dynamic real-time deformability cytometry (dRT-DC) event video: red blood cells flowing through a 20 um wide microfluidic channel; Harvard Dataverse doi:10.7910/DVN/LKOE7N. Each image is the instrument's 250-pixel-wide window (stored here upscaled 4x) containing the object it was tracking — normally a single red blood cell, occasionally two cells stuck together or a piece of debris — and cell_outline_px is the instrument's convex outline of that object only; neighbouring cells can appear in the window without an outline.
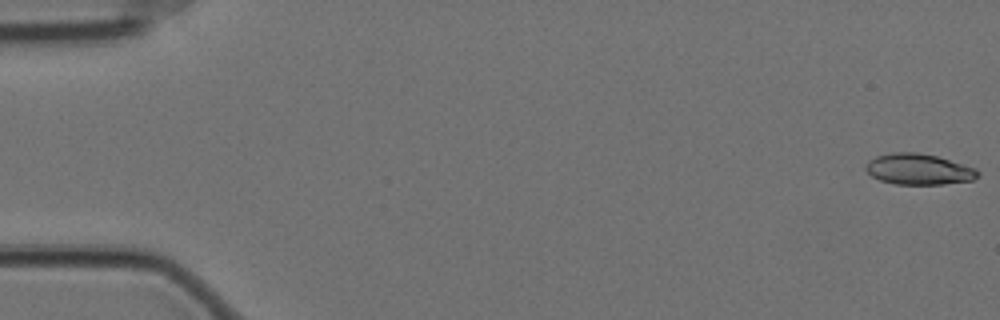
{"species": "Egyptian fruit bat (a non-hibernating species)", "species_latin": "Rousettus aegyptiacus", "temperature_condition": "cold", "stored_images_in_passage": 58, "camera_frame_rate_fps": 3000, "um_per_image_px": 0.085, "animal": {"sex": "female"}, "frame": {"image": 1, "passage_image": 1, "time_ms": 0.0, "image_size_px": [1000, 320], "cell_outline_px": [[980, 176], [972, 180], [944, 184], [896, 184], [880, 180], [872, 176], [864, 168], [868, 160], [876, 156], [892, 152], [916, 152], [936, 156], [976, 168], [980, 172]], "centroid_in_image_um": [78.08, 14.38], "position_along_channel_um": 6.9, "area_um2": 20.17}}
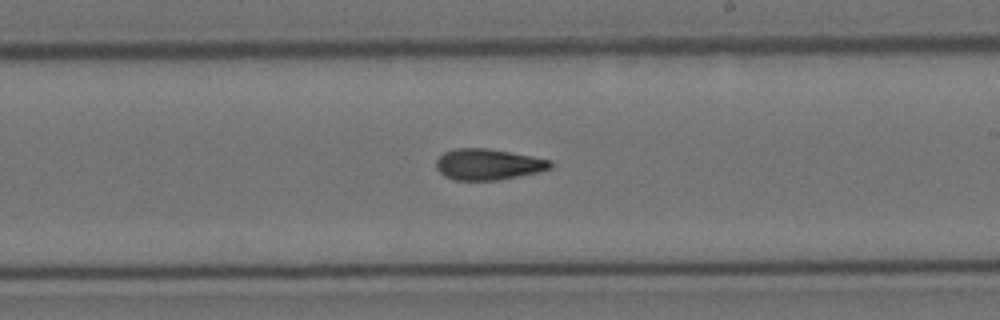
{"frame": {"image": 2, "passage_image": 34, "time_ms": 11.0, "image_size_px": [1000, 320], "cell_outline_px": [[552, 168], [540, 172], [496, 180], [456, 180], [444, 176], [436, 168], [436, 160], [444, 152], [456, 148], [488, 148], [532, 156], [552, 160]], "centroid_in_image_um": [41.5, 13.97], "position_along_channel_um": 247.5, "area_um2": 20.69}}
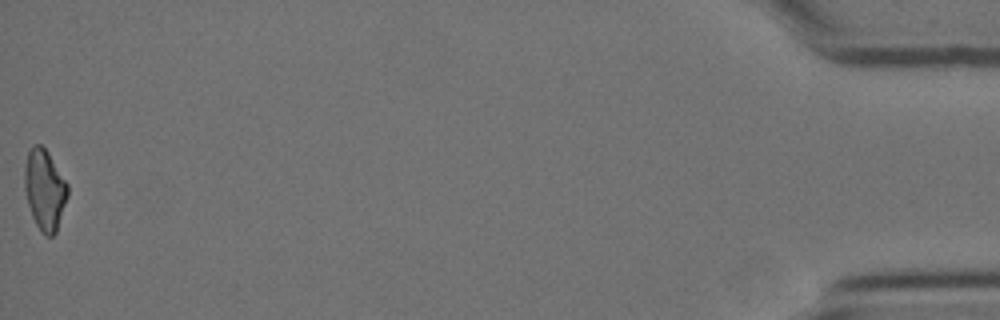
{"frame": {"image": 3, "passage_image": 58, "time_ms": 19.0, "image_size_px": [1000, 320], "cell_outline_px": [[68, 196], [56, 232], [52, 236], [44, 236], [40, 232], [32, 216], [28, 204], [24, 188], [24, 168], [28, 152], [32, 144], [40, 144], [48, 152], [68, 184]], "centroid_in_image_um": [3.79, 16.13], "position_along_channel_um": 431.4, "area_um2": 20.35}, "authors_computed_cell_mechanics": {"area_um2": 20.519, "velocity_mm_per_s": 3.5176, "shape_relaxation_time_tau1_ms": 7.6954, "shape_relaxation_time_tau2_ms": 3.358, "deformation_change_tau1": 0.1972, "deformation_change_tau2": 0.1108}}